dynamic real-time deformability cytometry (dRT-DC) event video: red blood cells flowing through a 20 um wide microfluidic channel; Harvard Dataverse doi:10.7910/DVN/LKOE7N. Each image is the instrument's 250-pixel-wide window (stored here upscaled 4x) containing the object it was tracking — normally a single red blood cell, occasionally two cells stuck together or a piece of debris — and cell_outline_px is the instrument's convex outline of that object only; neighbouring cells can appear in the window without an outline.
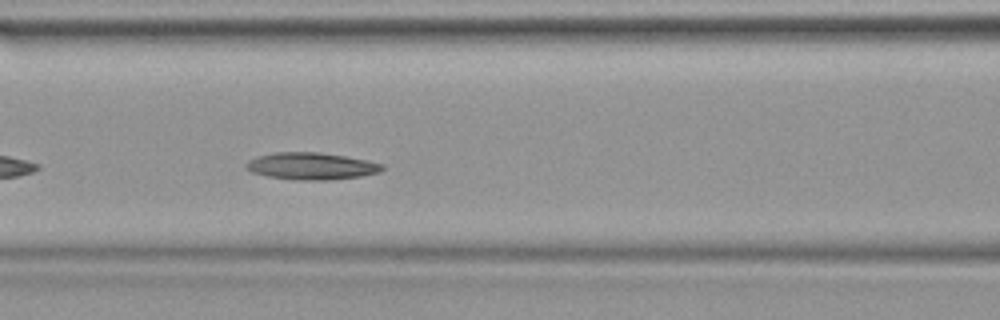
{"species": "common noctule bat (a hibernating species)", "species_latin": "Nyctalus noctula", "temperature_condition": "warm", "stored_images_in_passage": 23, "camera_frame_rate_fps": 3000, "um_per_image_px": 0.085, "animal": {"sex": "female", "body_mass_g": 19.9}, "frame": {"image": 1, "passage_image": 7, "time_ms": 2.0, "image_size_px": [1000, 320], "cell_outline_px": [[384, 168], [380, 172], [360, 176], [328, 180], [296, 180], [268, 176], [252, 172], [244, 168], [244, 164], [248, 160], [256, 156], [276, 152], [320, 152], [368, 160], [384, 164]], "centroid_in_image_um": [26.44, 14.11], "position_along_channel_um": 140.2, "area_um2": 21.56}}
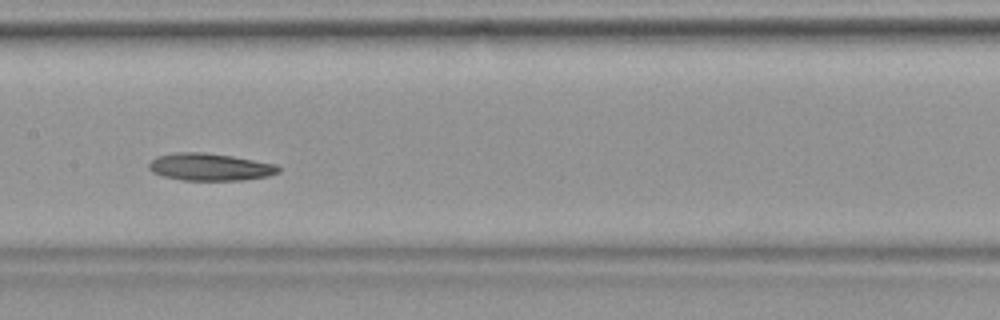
{"frame": {"image": 2, "passage_image": 10, "time_ms": 3.0, "image_size_px": [1000, 320], "cell_outline_px": [[280, 172], [268, 176], [244, 180], [180, 180], [164, 176], [152, 172], [148, 168], [148, 164], [156, 156], [176, 152], [204, 152], [232, 156], [276, 164], [280, 168]], "centroid_in_image_um": [17.84, 14.19], "position_along_channel_um": 189.6, "area_um2": 20.69}}